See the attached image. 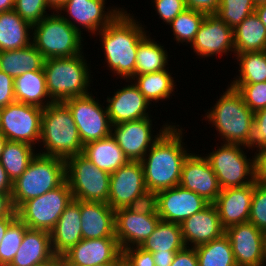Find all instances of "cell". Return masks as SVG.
<instances>
[{
	"mask_svg": "<svg viewBox=\"0 0 266 266\" xmlns=\"http://www.w3.org/2000/svg\"><path fill=\"white\" fill-rule=\"evenodd\" d=\"M131 15L123 9L105 28L95 34L96 37H101L107 69L123 81L131 80L135 76L138 45L149 33Z\"/></svg>",
	"mask_w": 266,
	"mask_h": 266,
	"instance_id": "6da1fadb",
	"label": "cell"
},
{
	"mask_svg": "<svg viewBox=\"0 0 266 266\" xmlns=\"http://www.w3.org/2000/svg\"><path fill=\"white\" fill-rule=\"evenodd\" d=\"M172 125L141 160L146 188L151 196L180 183L182 166L190 152L182 138L184 129Z\"/></svg>",
	"mask_w": 266,
	"mask_h": 266,
	"instance_id": "7a4b0ae2",
	"label": "cell"
},
{
	"mask_svg": "<svg viewBox=\"0 0 266 266\" xmlns=\"http://www.w3.org/2000/svg\"><path fill=\"white\" fill-rule=\"evenodd\" d=\"M38 154L62 158L83 153V144L69 108L63 102H54L43 108ZM45 148V149H44Z\"/></svg>",
	"mask_w": 266,
	"mask_h": 266,
	"instance_id": "3957f363",
	"label": "cell"
},
{
	"mask_svg": "<svg viewBox=\"0 0 266 266\" xmlns=\"http://www.w3.org/2000/svg\"><path fill=\"white\" fill-rule=\"evenodd\" d=\"M83 54V55H82ZM84 53L72 57L47 58L43 70L46 87L54 102H63L72 97L90 94L88 90L93 78L91 66L88 65Z\"/></svg>",
	"mask_w": 266,
	"mask_h": 266,
	"instance_id": "277c9868",
	"label": "cell"
},
{
	"mask_svg": "<svg viewBox=\"0 0 266 266\" xmlns=\"http://www.w3.org/2000/svg\"><path fill=\"white\" fill-rule=\"evenodd\" d=\"M209 110L204 119L219 132L223 143L242 145L245 142L253 124L254 112L235 88L228 85Z\"/></svg>",
	"mask_w": 266,
	"mask_h": 266,
	"instance_id": "5b68a950",
	"label": "cell"
},
{
	"mask_svg": "<svg viewBox=\"0 0 266 266\" xmlns=\"http://www.w3.org/2000/svg\"><path fill=\"white\" fill-rule=\"evenodd\" d=\"M66 181L65 160L36 154L25 172L13 182L12 203L17 210L24 202L56 189Z\"/></svg>",
	"mask_w": 266,
	"mask_h": 266,
	"instance_id": "8992f818",
	"label": "cell"
},
{
	"mask_svg": "<svg viewBox=\"0 0 266 266\" xmlns=\"http://www.w3.org/2000/svg\"><path fill=\"white\" fill-rule=\"evenodd\" d=\"M32 30V44L45 59L72 57L83 53L82 34L56 10L32 25Z\"/></svg>",
	"mask_w": 266,
	"mask_h": 266,
	"instance_id": "52a82bcc",
	"label": "cell"
},
{
	"mask_svg": "<svg viewBox=\"0 0 266 266\" xmlns=\"http://www.w3.org/2000/svg\"><path fill=\"white\" fill-rule=\"evenodd\" d=\"M65 163L66 181L73 199L107 203L111 174L98 169L83 154L71 156Z\"/></svg>",
	"mask_w": 266,
	"mask_h": 266,
	"instance_id": "ba28073f",
	"label": "cell"
},
{
	"mask_svg": "<svg viewBox=\"0 0 266 266\" xmlns=\"http://www.w3.org/2000/svg\"><path fill=\"white\" fill-rule=\"evenodd\" d=\"M216 148L205 157L221 189L243 187L254 182V156L247 158L242 145L222 142Z\"/></svg>",
	"mask_w": 266,
	"mask_h": 266,
	"instance_id": "9c48e42d",
	"label": "cell"
},
{
	"mask_svg": "<svg viewBox=\"0 0 266 266\" xmlns=\"http://www.w3.org/2000/svg\"><path fill=\"white\" fill-rule=\"evenodd\" d=\"M73 200L67 181L56 189L24 202L17 210V217L29 229L50 232L66 206Z\"/></svg>",
	"mask_w": 266,
	"mask_h": 266,
	"instance_id": "30bf717a",
	"label": "cell"
},
{
	"mask_svg": "<svg viewBox=\"0 0 266 266\" xmlns=\"http://www.w3.org/2000/svg\"><path fill=\"white\" fill-rule=\"evenodd\" d=\"M151 201L141 161H129L111 174L107 203L113 210L138 207Z\"/></svg>",
	"mask_w": 266,
	"mask_h": 266,
	"instance_id": "8fae6325",
	"label": "cell"
},
{
	"mask_svg": "<svg viewBox=\"0 0 266 266\" xmlns=\"http://www.w3.org/2000/svg\"><path fill=\"white\" fill-rule=\"evenodd\" d=\"M160 220L152 201L138 207L115 210V236L122 251L140 247Z\"/></svg>",
	"mask_w": 266,
	"mask_h": 266,
	"instance_id": "7c38bea8",
	"label": "cell"
},
{
	"mask_svg": "<svg viewBox=\"0 0 266 266\" xmlns=\"http://www.w3.org/2000/svg\"><path fill=\"white\" fill-rule=\"evenodd\" d=\"M63 103L72 114L83 145L111 135L112 124L107 107L99 99L95 100L92 93L66 99Z\"/></svg>",
	"mask_w": 266,
	"mask_h": 266,
	"instance_id": "4fadbf2b",
	"label": "cell"
},
{
	"mask_svg": "<svg viewBox=\"0 0 266 266\" xmlns=\"http://www.w3.org/2000/svg\"><path fill=\"white\" fill-rule=\"evenodd\" d=\"M42 114L43 108L39 106L20 102L9 104L2 108L0 133L8 141L39 146Z\"/></svg>",
	"mask_w": 266,
	"mask_h": 266,
	"instance_id": "5bb4252c",
	"label": "cell"
},
{
	"mask_svg": "<svg viewBox=\"0 0 266 266\" xmlns=\"http://www.w3.org/2000/svg\"><path fill=\"white\" fill-rule=\"evenodd\" d=\"M173 124L176 123H165L160 127L159 133L156 132L157 135H153L155 131L152 129V119L147 117L112 125L111 135L129 161H141L152 145Z\"/></svg>",
	"mask_w": 266,
	"mask_h": 266,
	"instance_id": "9a60e30c",
	"label": "cell"
},
{
	"mask_svg": "<svg viewBox=\"0 0 266 266\" xmlns=\"http://www.w3.org/2000/svg\"><path fill=\"white\" fill-rule=\"evenodd\" d=\"M105 4L106 0H68L57 11L60 14L67 12L63 18L79 33L83 34L82 29H85L95 36L124 9L110 6L105 11Z\"/></svg>",
	"mask_w": 266,
	"mask_h": 266,
	"instance_id": "2e32d148",
	"label": "cell"
},
{
	"mask_svg": "<svg viewBox=\"0 0 266 266\" xmlns=\"http://www.w3.org/2000/svg\"><path fill=\"white\" fill-rule=\"evenodd\" d=\"M152 202L162 221L180 225L210 204L200 195L180 185L157 192L152 196Z\"/></svg>",
	"mask_w": 266,
	"mask_h": 266,
	"instance_id": "e0dca14e",
	"label": "cell"
},
{
	"mask_svg": "<svg viewBox=\"0 0 266 266\" xmlns=\"http://www.w3.org/2000/svg\"><path fill=\"white\" fill-rule=\"evenodd\" d=\"M191 47L197 56L204 59L231 52L235 54L233 29L216 14H206Z\"/></svg>",
	"mask_w": 266,
	"mask_h": 266,
	"instance_id": "ac0fdd59",
	"label": "cell"
},
{
	"mask_svg": "<svg viewBox=\"0 0 266 266\" xmlns=\"http://www.w3.org/2000/svg\"><path fill=\"white\" fill-rule=\"evenodd\" d=\"M122 249L116 237L82 239L61 256L62 265L93 266L117 262Z\"/></svg>",
	"mask_w": 266,
	"mask_h": 266,
	"instance_id": "d6986e66",
	"label": "cell"
},
{
	"mask_svg": "<svg viewBox=\"0 0 266 266\" xmlns=\"http://www.w3.org/2000/svg\"><path fill=\"white\" fill-rule=\"evenodd\" d=\"M180 186L213 204L221 192L217 176L205 156L190 153L182 166Z\"/></svg>",
	"mask_w": 266,
	"mask_h": 266,
	"instance_id": "ffe728a7",
	"label": "cell"
},
{
	"mask_svg": "<svg viewBox=\"0 0 266 266\" xmlns=\"http://www.w3.org/2000/svg\"><path fill=\"white\" fill-rule=\"evenodd\" d=\"M229 237L237 266H261L264 261V232L252 223L236 224L228 227Z\"/></svg>",
	"mask_w": 266,
	"mask_h": 266,
	"instance_id": "44dd1931",
	"label": "cell"
},
{
	"mask_svg": "<svg viewBox=\"0 0 266 266\" xmlns=\"http://www.w3.org/2000/svg\"><path fill=\"white\" fill-rule=\"evenodd\" d=\"M125 82L131 84L117 89L111 97L107 96L106 99V103H108L106 107L112 125L152 117L147 112V109H150V103L141 94L137 86L132 80H126Z\"/></svg>",
	"mask_w": 266,
	"mask_h": 266,
	"instance_id": "7402d4cb",
	"label": "cell"
},
{
	"mask_svg": "<svg viewBox=\"0 0 266 266\" xmlns=\"http://www.w3.org/2000/svg\"><path fill=\"white\" fill-rule=\"evenodd\" d=\"M253 190L254 182L243 187L221 189L213 204L225 230L232 225L249 221Z\"/></svg>",
	"mask_w": 266,
	"mask_h": 266,
	"instance_id": "603a6c76",
	"label": "cell"
},
{
	"mask_svg": "<svg viewBox=\"0 0 266 266\" xmlns=\"http://www.w3.org/2000/svg\"><path fill=\"white\" fill-rule=\"evenodd\" d=\"M182 237L186 247L208 243L225 234L214 204L187 218L181 224ZM189 245V246H188Z\"/></svg>",
	"mask_w": 266,
	"mask_h": 266,
	"instance_id": "cb8c5ba5",
	"label": "cell"
},
{
	"mask_svg": "<svg viewBox=\"0 0 266 266\" xmlns=\"http://www.w3.org/2000/svg\"><path fill=\"white\" fill-rule=\"evenodd\" d=\"M83 239L115 236V210L108 203L80 201Z\"/></svg>",
	"mask_w": 266,
	"mask_h": 266,
	"instance_id": "d4e9b609",
	"label": "cell"
},
{
	"mask_svg": "<svg viewBox=\"0 0 266 266\" xmlns=\"http://www.w3.org/2000/svg\"><path fill=\"white\" fill-rule=\"evenodd\" d=\"M81 228L80 200L73 199L50 231L52 249L57 257L83 239Z\"/></svg>",
	"mask_w": 266,
	"mask_h": 266,
	"instance_id": "484cf974",
	"label": "cell"
},
{
	"mask_svg": "<svg viewBox=\"0 0 266 266\" xmlns=\"http://www.w3.org/2000/svg\"><path fill=\"white\" fill-rule=\"evenodd\" d=\"M55 257L50 232L28 228L9 266H39L53 260Z\"/></svg>",
	"mask_w": 266,
	"mask_h": 266,
	"instance_id": "4316f807",
	"label": "cell"
},
{
	"mask_svg": "<svg viewBox=\"0 0 266 266\" xmlns=\"http://www.w3.org/2000/svg\"><path fill=\"white\" fill-rule=\"evenodd\" d=\"M82 154L98 169L109 174L129 162L112 135L86 143Z\"/></svg>",
	"mask_w": 266,
	"mask_h": 266,
	"instance_id": "83f0119b",
	"label": "cell"
},
{
	"mask_svg": "<svg viewBox=\"0 0 266 266\" xmlns=\"http://www.w3.org/2000/svg\"><path fill=\"white\" fill-rule=\"evenodd\" d=\"M32 25L14 10L0 13V52L22 49L32 44Z\"/></svg>",
	"mask_w": 266,
	"mask_h": 266,
	"instance_id": "f1b7e54d",
	"label": "cell"
},
{
	"mask_svg": "<svg viewBox=\"0 0 266 266\" xmlns=\"http://www.w3.org/2000/svg\"><path fill=\"white\" fill-rule=\"evenodd\" d=\"M14 97L16 102L41 108L54 103L47 91L44 70L25 72L15 77Z\"/></svg>",
	"mask_w": 266,
	"mask_h": 266,
	"instance_id": "f546056e",
	"label": "cell"
},
{
	"mask_svg": "<svg viewBox=\"0 0 266 266\" xmlns=\"http://www.w3.org/2000/svg\"><path fill=\"white\" fill-rule=\"evenodd\" d=\"M235 54L266 50V26L254 12L233 29Z\"/></svg>",
	"mask_w": 266,
	"mask_h": 266,
	"instance_id": "4dcf8cb0",
	"label": "cell"
},
{
	"mask_svg": "<svg viewBox=\"0 0 266 266\" xmlns=\"http://www.w3.org/2000/svg\"><path fill=\"white\" fill-rule=\"evenodd\" d=\"M45 58L33 44L0 52V70L15 78L25 72L43 70Z\"/></svg>",
	"mask_w": 266,
	"mask_h": 266,
	"instance_id": "1f68e13d",
	"label": "cell"
},
{
	"mask_svg": "<svg viewBox=\"0 0 266 266\" xmlns=\"http://www.w3.org/2000/svg\"><path fill=\"white\" fill-rule=\"evenodd\" d=\"M171 75L172 73L165 69L158 72L136 75L131 80H133L141 94L152 105V102L157 103L160 100L170 99L171 94H174L176 82Z\"/></svg>",
	"mask_w": 266,
	"mask_h": 266,
	"instance_id": "d6a6232c",
	"label": "cell"
},
{
	"mask_svg": "<svg viewBox=\"0 0 266 266\" xmlns=\"http://www.w3.org/2000/svg\"><path fill=\"white\" fill-rule=\"evenodd\" d=\"M186 247L181 231V225L160 220L153 233L141 244L144 251H180Z\"/></svg>",
	"mask_w": 266,
	"mask_h": 266,
	"instance_id": "836d02e7",
	"label": "cell"
},
{
	"mask_svg": "<svg viewBox=\"0 0 266 266\" xmlns=\"http://www.w3.org/2000/svg\"><path fill=\"white\" fill-rule=\"evenodd\" d=\"M168 57L164 46L146 35L138 45L135 76L167 69Z\"/></svg>",
	"mask_w": 266,
	"mask_h": 266,
	"instance_id": "e575fe53",
	"label": "cell"
},
{
	"mask_svg": "<svg viewBox=\"0 0 266 266\" xmlns=\"http://www.w3.org/2000/svg\"><path fill=\"white\" fill-rule=\"evenodd\" d=\"M35 149L36 147L28 143L7 140L0 157V163L12 182L25 172L29 163L37 154Z\"/></svg>",
	"mask_w": 266,
	"mask_h": 266,
	"instance_id": "d590c367",
	"label": "cell"
},
{
	"mask_svg": "<svg viewBox=\"0 0 266 266\" xmlns=\"http://www.w3.org/2000/svg\"><path fill=\"white\" fill-rule=\"evenodd\" d=\"M198 266H237L229 237L220 238L195 247Z\"/></svg>",
	"mask_w": 266,
	"mask_h": 266,
	"instance_id": "8d00e7d4",
	"label": "cell"
},
{
	"mask_svg": "<svg viewBox=\"0 0 266 266\" xmlns=\"http://www.w3.org/2000/svg\"><path fill=\"white\" fill-rule=\"evenodd\" d=\"M239 74L230 84H253L266 81V50L235 54ZM240 69V70H239Z\"/></svg>",
	"mask_w": 266,
	"mask_h": 266,
	"instance_id": "74e56055",
	"label": "cell"
},
{
	"mask_svg": "<svg viewBox=\"0 0 266 266\" xmlns=\"http://www.w3.org/2000/svg\"><path fill=\"white\" fill-rule=\"evenodd\" d=\"M205 16L206 13L204 12L189 8L185 9L168 24L173 32V39L178 44L186 43L191 45Z\"/></svg>",
	"mask_w": 266,
	"mask_h": 266,
	"instance_id": "f35d334b",
	"label": "cell"
},
{
	"mask_svg": "<svg viewBox=\"0 0 266 266\" xmlns=\"http://www.w3.org/2000/svg\"><path fill=\"white\" fill-rule=\"evenodd\" d=\"M28 227L18 217L8 226L0 242V266H9L13 261Z\"/></svg>",
	"mask_w": 266,
	"mask_h": 266,
	"instance_id": "ab89813d",
	"label": "cell"
},
{
	"mask_svg": "<svg viewBox=\"0 0 266 266\" xmlns=\"http://www.w3.org/2000/svg\"><path fill=\"white\" fill-rule=\"evenodd\" d=\"M256 5L253 0H220L215 13L230 28H236L246 17L254 13Z\"/></svg>",
	"mask_w": 266,
	"mask_h": 266,
	"instance_id": "60d3db41",
	"label": "cell"
},
{
	"mask_svg": "<svg viewBox=\"0 0 266 266\" xmlns=\"http://www.w3.org/2000/svg\"><path fill=\"white\" fill-rule=\"evenodd\" d=\"M13 10L31 25L49 15L47 10L53 11L46 0H15Z\"/></svg>",
	"mask_w": 266,
	"mask_h": 266,
	"instance_id": "b9f144b4",
	"label": "cell"
},
{
	"mask_svg": "<svg viewBox=\"0 0 266 266\" xmlns=\"http://www.w3.org/2000/svg\"><path fill=\"white\" fill-rule=\"evenodd\" d=\"M243 98L245 104L253 111L266 108V81L253 84H229Z\"/></svg>",
	"mask_w": 266,
	"mask_h": 266,
	"instance_id": "7bdbcfd3",
	"label": "cell"
},
{
	"mask_svg": "<svg viewBox=\"0 0 266 266\" xmlns=\"http://www.w3.org/2000/svg\"><path fill=\"white\" fill-rule=\"evenodd\" d=\"M242 146L248 151L252 149V152L256 148H266V108L254 112L253 124Z\"/></svg>",
	"mask_w": 266,
	"mask_h": 266,
	"instance_id": "ee69618b",
	"label": "cell"
},
{
	"mask_svg": "<svg viewBox=\"0 0 266 266\" xmlns=\"http://www.w3.org/2000/svg\"><path fill=\"white\" fill-rule=\"evenodd\" d=\"M248 222L266 232V187L255 183Z\"/></svg>",
	"mask_w": 266,
	"mask_h": 266,
	"instance_id": "f6af8a7d",
	"label": "cell"
},
{
	"mask_svg": "<svg viewBox=\"0 0 266 266\" xmlns=\"http://www.w3.org/2000/svg\"><path fill=\"white\" fill-rule=\"evenodd\" d=\"M155 11L159 18L169 24L180 13L187 9L184 0H152Z\"/></svg>",
	"mask_w": 266,
	"mask_h": 266,
	"instance_id": "bcb514c9",
	"label": "cell"
},
{
	"mask_svg": "<svg viewBox=\"0 0 266 266\" xmlns=\"http://www.w3.org/2000/svg\"><path fill=\"white\" fill-rule=\"evenodd\" d=\"M122 257L130 266H156L152 253L140 247H131L123 250Z\"/></svg>",
	"mask_w": 266,
	"mask_h": 266,
	"instance_id": "7dc6e473",
	"label": "cell"
},
{
	"mask_svg": "<svg viewBox=\"0 0 266 266\" xmlns=\"http://www.w3.org/2000/svg\"><path fill=\"white\" fill-rule=\"evenodd\" d=\"M14 102V78L0 70V107L4 108Z\"/></svg>",
	"mask_w": 266,
	"mask_h": 266,
	"instance_id": "c3c4849f",
	"label": "cell"
},
{
	"mask_svg": "<svg viewBox=\"0 0 266 266\" xmlns=\"http://www.w3.org/2000/svg\"><path fill=\"white\" fill-rule=\"evenodd\" d=\"M254 183L266 187V148L254 153Z\"/></svg>",
	"mask_w": 266,
	"mask_h": 266,
	"instance_id": "681fc988",
	"label": "cell"
},
{
	"mask_svg": "<svg viewBox=\"0 0 266 266\" xmlns=\"http://www.w3.org/2000/svg\"><path fill=\"white\" fill-rule=\"evenodd\" d=\"M171 266H198V259L195 248L185 247L176 252Z\"/></svg>",
	"mask_w": 266,
	"mask_h": 266,
	"instance_id": "f907efd6",
	"label": "cell"
},
{
	"mask_svg": "<svg viewBox=\"0 0 266 266\" xmlns=\"http://www.w3.org/2000/svg\"><path fill=\"white\" fill-rule=\"evenodd\" d=\"M186 7L206 14H215L219 8L220 0H184Z\"/></svg>",
	"mask_w": 266,
	"mask_h": 266,
	"instance_id": "816d5d0a",
	"label": "cell"
},
{
	"mask_svg": "<svg viewBox=\"0 0 266 266\" xmlns=\"http://www.w3.org/2000/svg\"><path fill=\"white\" fill-rule=\"evenodd\" d=\"M8 216H17L11 193H0V218Z\"/></svg>",
	"mask_w": 266,
	"mask_h": 266,
	"instance_id": "f5cc1de1",
	"label": "cell"
},
{
	"mask_svg": "<svg viewBox=\"0 0 266 266\" xmlns=\"http://www.w3.org/2000/svg\"><path fill=\"white\" fill-rule=\"evenodd\" d=\"M178 251L154 252L152 253L156 266H171Z\"/></svg>",
	"mask_w": 266,
	"mask_h": 266,
	"instance_id": "db71d44e",
	"label": "cell"
},
{
	"mask_svg": "<svg viewBox=\"0 0 266 266\" xmlns=\"http://www.w3.org/2000/svg\"><path fill=\"white\" fill-rule=\"evenodd\" d=\"M13 182L0 163V193H12Z\"/></svg>",
	"mask_w": 266,
	"mask_h": 266,
	"instance_id": "11a10c76",
	"label": "cell"
},
{
	"mask_svg": "<svg viewBox=\"0 0 266 266\" xmlns=\"http://www.w3.org/2000/svg\"><path fill=\"white\" fill-rule=\"evenodd\" d=\"M17 218V216H8L0 218V242L4 237V234L8 226Z\"/></svg>",
	"mask_w": 266,
	"mask_h": 266,
	"instance_id": "9f6ffc18",
	"label": "cell"
},
{
	"mask_svg": "<svg viewBox=\"0 0 266 266\" xmlns=\"http://www.w3.org/2000/svg\"><path fill=\"white\" fill-rule=\"evenodd\" d=\"M255 13L258 15L261 22L266 26V3L257 5Z\"/></svg>",
	"mask_w": 266,
	"mask_h": 266,
	"instance_id": "6f0895ef",
	"label": "cell"
},
{
	"mask_svg": "<svg viewBox=\"0 0 266 266\" xmlns=\"http://www.w3.org/2000/svg\"><path fill=\"white\" fill-rule=\"evenodd\" d=\"M15 0H0V13L14 9Z\"/></svg>",
	"mask_w": 266,
	"mask_h": 266,
	"instance_id": "680465c9",
	"label": "cell"
},
{
	"mask_svg": "<svg viewBox=\"0 0 266 266\" xmlns=\"http://www.w3.org/2000/svg\"><path fill=\"white\" fill-rule=\"evenodd\" d=\"M66 1L68 0H46V2L54 11H57Z\"/></svg>",
	"mask_w": 266,
	"mask_h": 266,
	"instance_id": "91938a15",
	"label": "cell"
},
{
	"mask_svg": "<svg viewBox=\"0 0 266 266\" xmlns=\"http://www.w3.org/2000/svg\"><path fill=\"white\" fill-rule=\"evenodd\" d=\"M39 266H62L61 257L56 256L53 260Z\"/></svg>",
	"mask_w": 266,
	"mask_h": 266,
	"instance_id": "94428289",
	"label": "cell"
},
{
	"mask_svg": "<svg viewBox=\"0 0 266 266\" xmlns=\"http://www.w3.org/2000/svg\"><path fill=\"white\" fill-rule=\"evenodd\" d=\"M6 142H7V139L0 133V157H1V154L3 153V148Z\"/></svg>",
	"mask_w": 266,
	"mask_h": 266,
	"instance_id": "6125c7cd",
	"label": "cell"
},
{
	"mask_svg": "<svg viewBox=\"0 0 266 266\" xmlns=\"http://www.w3.org/2000/svg\"><path fill=\"white\" fill-rule=\"evenodd\" d=\"M114 266H130V264L123 258L121 257Z\"/></svg>",
	"mask_w": 266,
	"mask_h": 266,
	"instance_id": "be15d7a7",
	"label": "cell"
},
{
	"mask_svg": "<svg viewBox=\"0 0 266 266\" xmlns=\"http://www.w3.org/2000/svg\"><path fill=\"white\" fill-rule=\"evenodd\" d=\"M263 253H264V261L266 262V232H264V238H263Z\"/></svg>",
	"mask_w": 266,
	"mask_h": 266,
	"instance_id": "e7e4bbea",
	"label": "cell"
},
{
	"mask_svg": "<svg viewBox=\"0 0 266 266\" xmlns=\"http://www.w3.org/2000/svg\"><path fill=\"white\" fill-rule=\"evenodd\" d=\"M116 262H106V263H101L93 266H114Z\"/></svg>",
	"mask_w": 266,
	"mask_h": 266,
	"instance_id": "03108f58",
	"label": "cell"
},
{
	"mask_svg": "<svg viewBox=\"0 0 266 266\" xmlns=\"http://www.w3.org/2000/svg\"><path fill=\"white\" fill-rule=\"evenodd\" d=\"M253 2L255 3V5H260V4H264L266 3V0H253Z\"/></svg>",
	"mask_w": 266,
	"mask_h": 266,
	"instance_id": "003e7915",
	"label": "cell"
},
{
	"mask_svg": "<svg viewBox=\"0 0 266 266\" xmlns=\"http://www.w3.org/2000/svg\"><path fill=\"white\" fill-rule=\"evenodd\" d=\"M1 112H2V108L0 107V125H1Z\"/></svg>",
	"mask_w": 266,
	"mask_h": 266,
	"instance_id": "a7ac6f4b",
	"label": "cell"
},
{
	"mask_svg": "<svg viewBox=\"0 0 266 266\" xmlns=\"http://www.w3.org/2000/svg\"><path fill=\"white\" fill-rule=\"evenodd\" d=\"M62 266H79V265H62Z\"/></svg>",
	"mask_w": 266,
	"mask_h": 266,
	"instance_id": "89a4df30",
	"label": "cell"
}]
</instances>
